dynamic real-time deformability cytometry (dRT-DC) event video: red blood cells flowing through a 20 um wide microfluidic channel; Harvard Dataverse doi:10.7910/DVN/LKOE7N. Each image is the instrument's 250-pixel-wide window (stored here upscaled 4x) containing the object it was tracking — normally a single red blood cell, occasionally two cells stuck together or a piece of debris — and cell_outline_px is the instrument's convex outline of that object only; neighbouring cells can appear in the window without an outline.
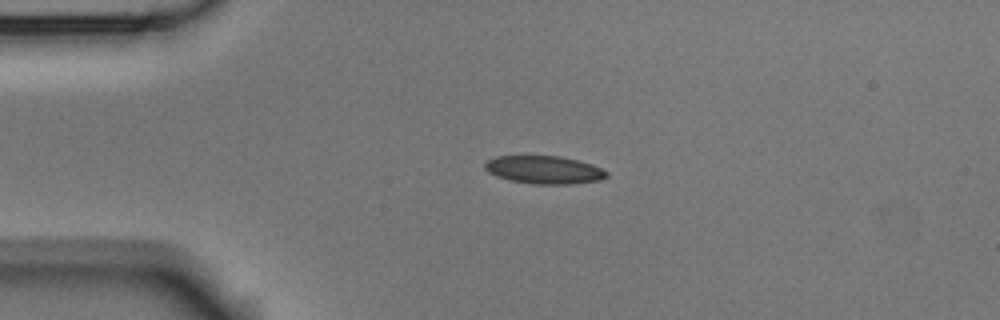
{"species": "Egyptian fruit bat (a non-hibernating species)", "species_latin": "Rousettus aegyptiacus", "temperature_condition": "room temperature", "stored_images_in_passage": 2, "camera_frame_rate_fps": 3000, "um_per_image_px": 0.085, "animal": {"sex": "male"}, "frame": {"image": 1, "passage_image": 1, "time_ms": 0.0, "image_size_px": [1000, 320], "cell_outline_px": [[608, 176], [600, 180], [568, 184], [532, 184], [512, 180], [496, 176], [488, 172], [484, 168], [484, 164], [488, 160], [496, 156], [560, 156], [592, 164], [608, 172]], "centroid_in_image_um": [46.24, 14.43], "position_along_channel_um": 38.8, "area_um2": 19.71}}